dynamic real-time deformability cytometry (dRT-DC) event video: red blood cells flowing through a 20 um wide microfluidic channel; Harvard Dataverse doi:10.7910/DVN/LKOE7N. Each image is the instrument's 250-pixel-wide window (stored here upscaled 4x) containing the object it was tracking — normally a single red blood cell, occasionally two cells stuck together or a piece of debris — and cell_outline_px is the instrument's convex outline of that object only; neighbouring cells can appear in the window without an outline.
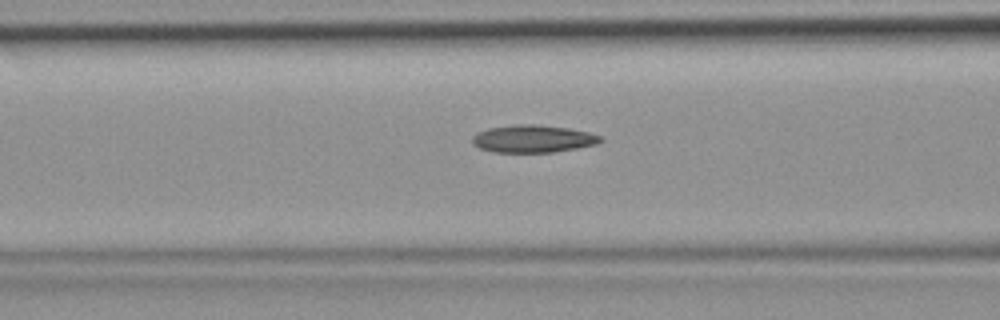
{"species": "common noctule bat (a hibernating species)", "species_latin": "Nyctalus noctula", "temperature_condition": "room temperature", "stored_images_in_passage": 31, "camera_frame_rate_fps": 3000, "um_per_image_px": 0.085, "animal": {"sex": "female", "body_mass_g": 19.9}, "frame": {"image": 1, "passage_image": 4, "time_ms": 1.0, "image_size_px": [1000, 320], "cell_outline_px": [[604, 140], [596, 144], [576, 148], [552, 152], [492, 152], [480, 148], [472, 144], [472, 136], [476, 132], [488, 128], [520, 124], [536, 124], [568, 128], [588, 132], [600, 136]], "centroid_in_image_um": [45.27, 11.79], "position_along_channel_um": 121.3, "area_um2": 20.52}}
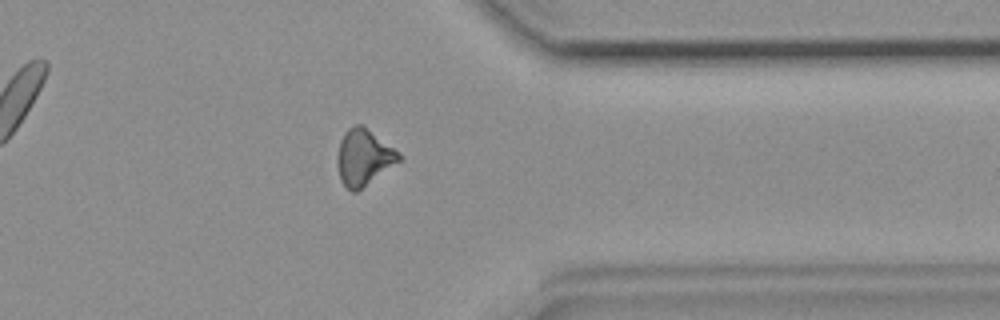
{"frame": {"image": 2, "passage_image": 22, "time_ms": 7.0, "image_size_px": [1000, 320], "cell_outline_px": [[400, 160], [356, 192], [352, 192], [340, 180], [336, 160], [336, 156], [340, 140], [344, 132], [348, 128], [356, 124], [360, 124], [400, 152]], "centroid_in_image_um": [30.87, 13.37], "position_along_channel_um": 380.5, "area_um2": 19.83}}
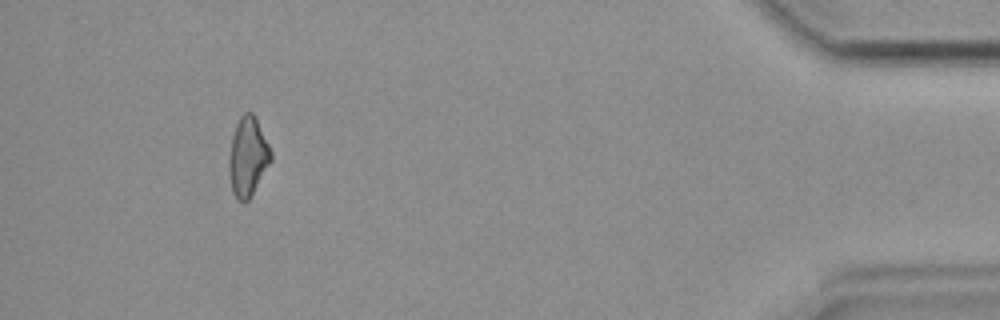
{"frame": {"image": 3, "passage_image": 28, "time_ms": 9.0, "image_size_px": [1000, 320], "cell_outline_px": [[272, 160], [248, 200], [240, 200], [232, 192], [228, 172], [228, 160], [232, 136], [236, 124], [240, 116], [244, 112], [252, 112], [272, 152]], "centroid_in_image_um": [21.04, 13.31], "position_along_channel_um": 414.2, "area_um2": 19.02}}